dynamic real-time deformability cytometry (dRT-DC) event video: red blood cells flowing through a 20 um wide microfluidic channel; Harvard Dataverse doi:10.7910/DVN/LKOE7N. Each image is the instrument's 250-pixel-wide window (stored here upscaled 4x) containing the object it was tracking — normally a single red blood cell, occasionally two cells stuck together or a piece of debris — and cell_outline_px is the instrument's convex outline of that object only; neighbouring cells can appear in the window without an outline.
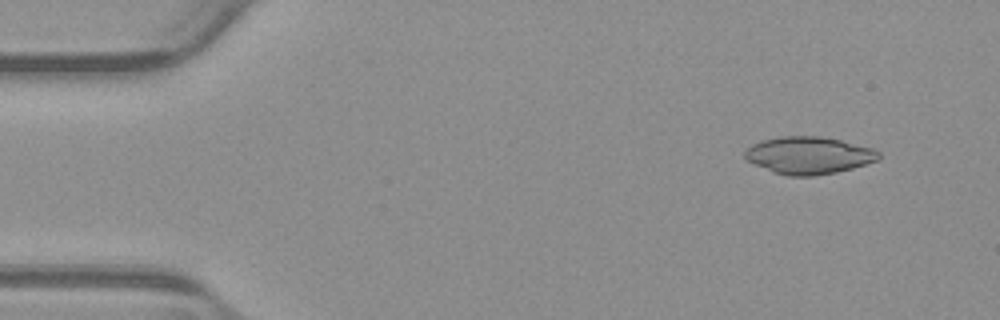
{"species": "common noctule bat (a hibernating species)", "species_latin": "Nyctalus noctula", "temperature_condition": "warm", "stored_images_in_passage": 53, "camera_frame_rate_fps": 3000, "um_per_image_px": 0.085, "animal": {"sex": "male", "body_mass_g": 23.1, "forearm_length_mm": 52.7}, "frame": {"image": 1, "passage_image": 5, "time_ms": 1.333, "image_size_px": [1000, 320], "cell_outline_px": [[880, 156], [876, 160], [852, 168], [836, 172], [812, 176], [788, 176], [776, 172], [756, 164], [748, 160], [744, 156], [744, 152], [752, 144], [764, 140], [784, 136], [820, 136], [840, 140], [872, 148], [880, 152]], "centroid_in_image_um": [68.75, 13.2], "position_along_channel_um": 16.2, "area_um2": 28.55}}